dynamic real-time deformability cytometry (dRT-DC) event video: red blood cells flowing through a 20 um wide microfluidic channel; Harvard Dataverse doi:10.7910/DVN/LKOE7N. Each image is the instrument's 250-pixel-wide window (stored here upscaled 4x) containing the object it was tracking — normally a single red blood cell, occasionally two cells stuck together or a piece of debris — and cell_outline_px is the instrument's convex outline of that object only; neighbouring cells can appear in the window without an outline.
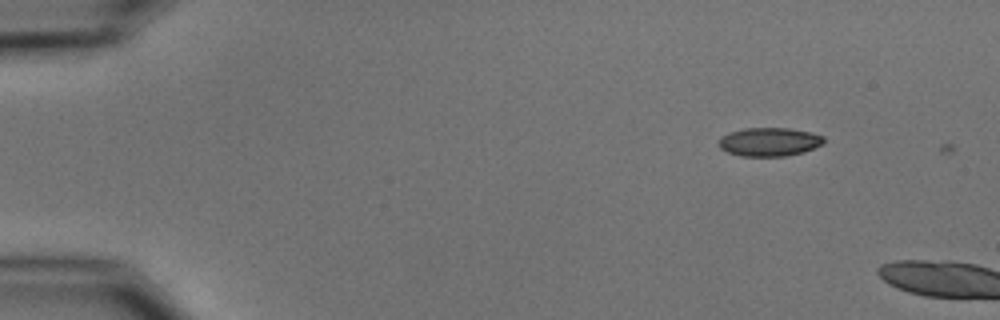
{"species": "common noctule bat (a hibernating species)", "species_latin": "Nyctalus noctula", "temperature_condition": "cold", "stored_images_in_passage": 2, "camera_frame_rate_fps": 3000, "um_per_image_px": 0.085, "animal": {"sex": "male", "body_mass_g": 15.6}, "frame": {"image": 1, "passage_image": 1, "time_ms": 0.0, "image_size_px": [1000, 320], "cell_outline_px": [[824, 144], [804, 152], [784, 156], [740, 156], [728, 152], [720, 148], [716, 144], [720, 136], [744, 128], [788, 128], [808, 132], [824, 136]], "centroid_in_image_um": [65.37, 12.06], "position_along_channel_um": 19.6, "area_um2": 17.57}}